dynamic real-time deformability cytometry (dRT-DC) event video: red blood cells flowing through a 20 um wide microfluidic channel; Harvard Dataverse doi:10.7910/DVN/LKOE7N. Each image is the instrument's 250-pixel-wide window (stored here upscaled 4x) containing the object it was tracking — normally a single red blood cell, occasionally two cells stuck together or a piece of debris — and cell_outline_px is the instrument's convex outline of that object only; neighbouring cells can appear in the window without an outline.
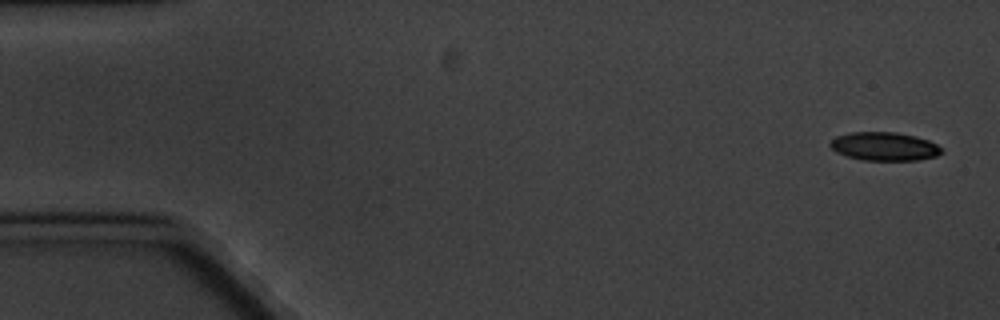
{"species": "common noctule bat (a hibernating species)", "species_latin": "Nyctalus noctula", "temperature_condition": "cold", "stored_images_in_passage": 5, "camera_frame_rate_fps": 3000, "um_per_image_px": 0.085, "animal": {"sex": "male", "body_mass_g": 20.1, "forearm_length_mm": 53.5}, "frame": {"image": 1, "passage_image": 1, "time_ms": 0.0, "image_size_px": [1000, 320], "cell_outline_px": [[944, 152], [936, 156], [916, 160], [864, 160], [848, 156], [836, 152], [828, 144], [836, 136], [848, 132], [896, 132], [916, 136], [928, 140], [944, 148]], "centroid_in_image_um": [75.19, 12.43], "position_along_channel_um": 9.8, "area_um2": 18.55}}
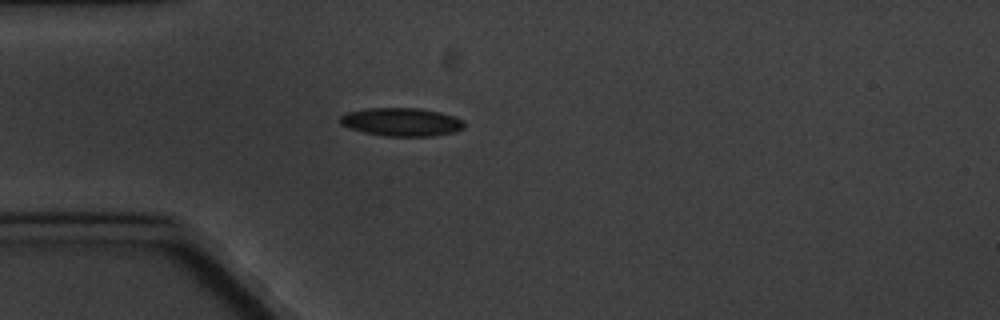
{"frame": {"image": 2, "passage_image": 5, "time_ms": 4.667, "image_size_px": [1000, 320], "cell_outline_px": [[464, 128], [452, 132], [432, 136], [384, 136], [364, 132], [348, 128], [340, 124], [340, 116], [348, 112], [368, 108], [420, 108], [440, 112], [464, 120]], "centroid_in_image_um": [34.11, 10.37], "position_along_channel_um": 50.9, "area_um2": 20.4}}